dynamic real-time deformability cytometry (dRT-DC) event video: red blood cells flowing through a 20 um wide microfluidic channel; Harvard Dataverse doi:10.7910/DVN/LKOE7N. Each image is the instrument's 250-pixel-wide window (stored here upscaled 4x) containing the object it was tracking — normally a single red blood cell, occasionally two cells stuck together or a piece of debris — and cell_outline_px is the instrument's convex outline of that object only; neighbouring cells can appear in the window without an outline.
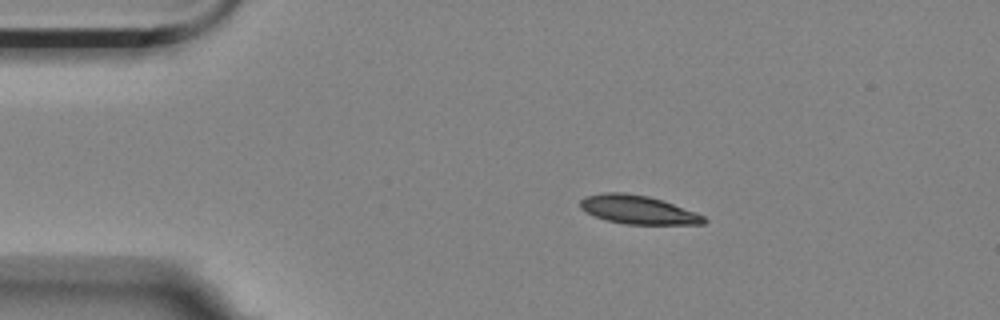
{"species": "Egyptian fruit bat (a non-hibernating species)", "species_latin": "Rousettus aegyptiacus", "temperature_condition": "room temperature", "stored_images_in_passage": 7, "camera_frame_rate_fps": 3000, "um_per_image_px": 0.085, "animal": {"sex": "female"}, "frame": {"image": 1, "passage_image": 3, "time_ms": 0.667, "image_size_px": [1000, 320], "cell_outline_px": [[708, 220], [704, 224], [624, 224], [608, 220], [596, 216], [580, 208], [580, 200], [584, 196], [604, 192], [624, 192], [648, 196], [664, 200], [696, 212], [704, 216]], "centroid_in_image_um": [54.25, 17.81], "position_along_channel_um": 30.7, "area_um2": 20.63}}
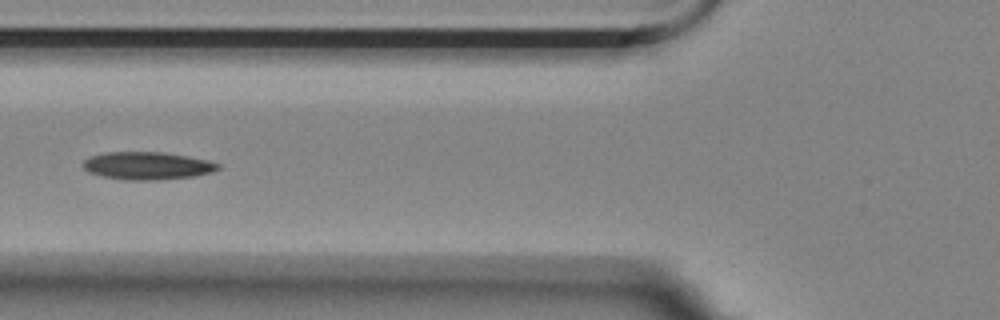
{"frame": {"image": 2, "passage_image": 6, "time_ms": 1.667, "image_size_px": [1000, 320], "cell_outline_px": [[220, 168], [212, 172], [192, 176], [156, 180], [124, 180], [100, 176], [88, 172], [80, 164], [88, 156], [104, 152], [164, 152], [208, 160], [220, 164]], "centroid_in_image_um": [12.45, 14.08], "position_along_channel_um": 113.3, "area_um2": 21.96}}
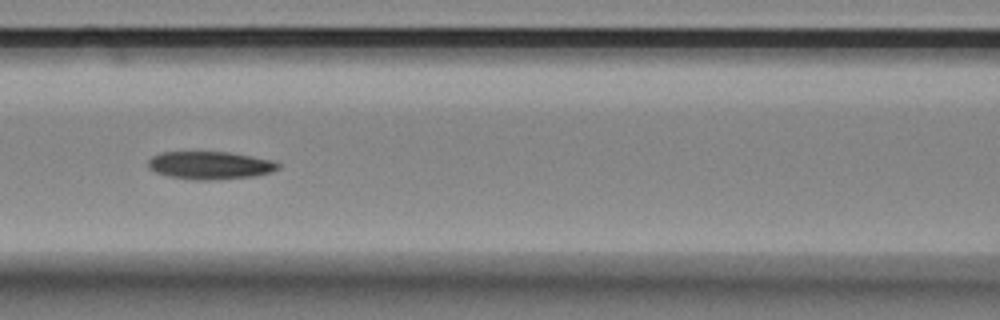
{"frame": {"image": 3, "passage_image": 7, "time_ms": 2.0, "image_size_px": [1000, 320], "cell_outline_px": [[280, 168], [272, 172], [256, 176], [204, 180], [196, 180], [168, 176], [156, 172], [148, 168], [148, 160], [152, 156], [160, 152], [228, 152], [252, 156], [272, 160], [280, 164]], "centroid_in_image_um": [17.86, 14.05], "position_along_channel_um": 148.7, "area_um2": 21.1}}